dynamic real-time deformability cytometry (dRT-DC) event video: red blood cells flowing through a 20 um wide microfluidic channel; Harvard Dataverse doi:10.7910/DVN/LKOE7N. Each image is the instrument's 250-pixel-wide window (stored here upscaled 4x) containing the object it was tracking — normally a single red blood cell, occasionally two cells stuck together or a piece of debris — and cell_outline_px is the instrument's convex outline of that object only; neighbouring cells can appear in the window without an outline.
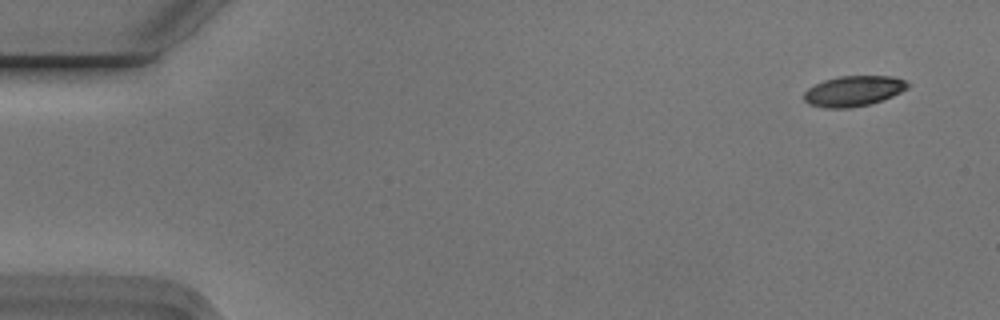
{"species": "Egyptian fruit bat (a non-hibernating species)", "species_latin": "Rousettus aegyptiacus", "temperature_condition": "cold", "stored_images_in_passage": 10, "camera_frame_rate_fps": 3000, "um_per_image_px": 0.085, "animal": {"sex": "male"}, "frame": {"image": 1, "passage_image": 1, "time_ms": 0.0, "image_size_px": [1000, 320], "cell_outline_px": [[908, 88], [892, 96], [868, 104], [848, 108], [824, 108], [808, 104], [804, 100], [804, 92], [808, 88], [824, 80], [840, 76], [892, 76], [904, 80], [908, 84]], "centroid_in_image_um": [72.51, 7.74], "position_along_channel_um": 12.5, "area_um2": 18.21}}
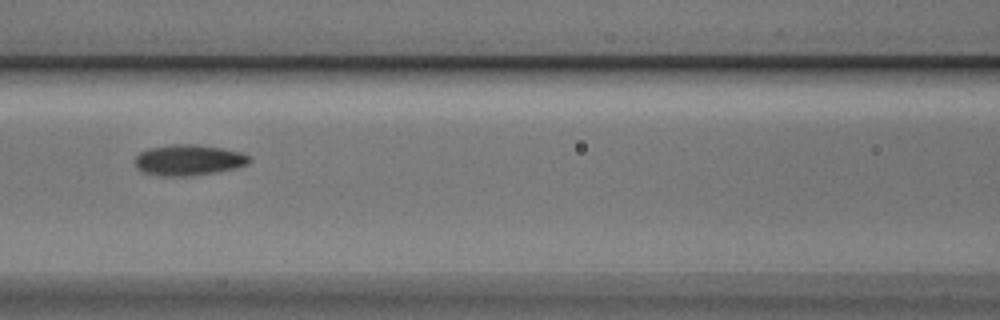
{"frame": {"image": 2, "passage_image": 7, "time_ms": 2.0, "image_size_px": [1000, 320], "cell_outline_px": [[252, 160], [248, 164], [236, 168], [192, 176], [160, 176], [140, 172], [136, 168], [136, 156], [140, 152], [148, 148], [172, 144], [196, 144], [224, 148], [240, 152], [248, 156]], "centroid_in_image_um": [16.01, 13.6], "position_along_channel_um": 150.6, "area_um2": 20.75}}
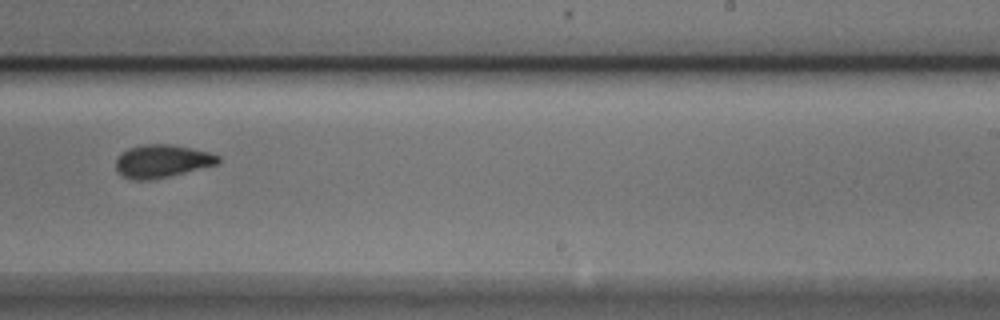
{"frame": {"image": 3, "passage_image": 10, "time_ms": 3.0, "image_size_px": [1000, 320], "cell_outline_px": [[220, 160], [216, 164], [168, 176], [148, 180], [136, 180], [124, 176], [116, 168], [116, 160], [120, 152], [128, 148], [144, 144], [172, 144], [192, 148], [208, 152], [220, 156]], "centroid_in_image_um": [13.75, 13.67], "position_along_channel_um": 275.3, "area_um2": 19.36}}